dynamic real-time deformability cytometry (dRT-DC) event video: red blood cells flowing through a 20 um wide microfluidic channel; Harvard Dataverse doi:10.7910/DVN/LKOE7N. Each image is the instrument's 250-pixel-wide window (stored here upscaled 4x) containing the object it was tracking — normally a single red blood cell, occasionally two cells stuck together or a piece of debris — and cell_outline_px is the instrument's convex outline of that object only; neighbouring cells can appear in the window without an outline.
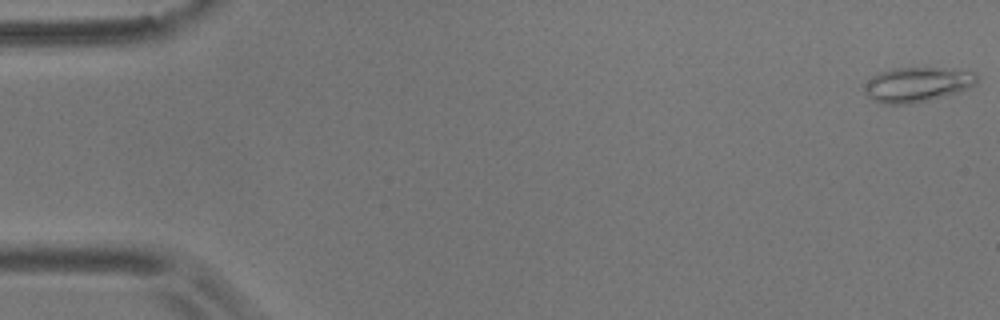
{"species": "common noctule bat (a hibernating species)", "species_latin": "Nyctalus noctula", "temperature_condition": "room temperature", "stored_images_in_passage": 55, "camera_frame_rate_fps": 3000, "um_per_image_px": 0.085, "animal": {"sex": "male", "body_mass_g": 17.9}, "frame": {"image": 1, "passage_image": 1, "time_ms": 0.0, "image_size_px": [1000, 320], "cell_outline_px": [[980, 76], [976, 84], [928, 100], [908, 104], [884, 104], [868, 96], [864, 92], [864, 84], [872, 76], [880, 72], [892, 68], [940, 68], [976, 72]], "centroid_in_image_um": [77.92, 7.16], "position_along_channel_um": 7.1, "area_um2": 22.37}}
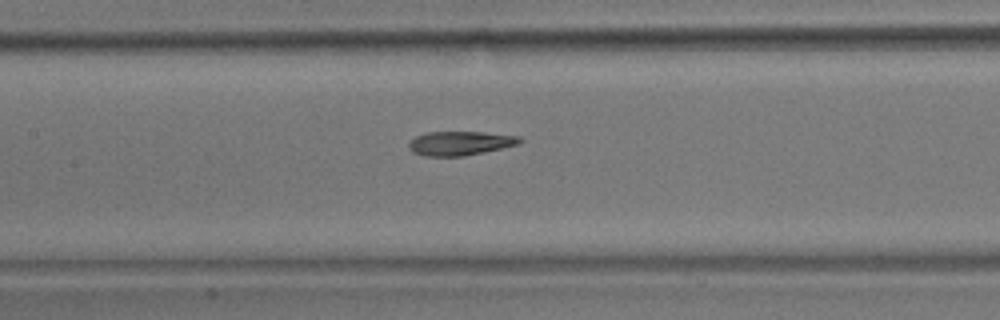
{"frame": {"image": 2, "passage_image": 26, "time_ms": 8.333, "image_size_px": [1000, 320], "cell_outline_px": [[524, 140], [520, 144], [464, 156], [424, 156], [412, 152], [408, 148], [408, 144], [416, 136], [424, 132], [484, 132], [520, 136]], "centroid_in_image_um": [39.12, 12.17], "position_along_channel_um": 168.3, "area_um2": 15.66}}
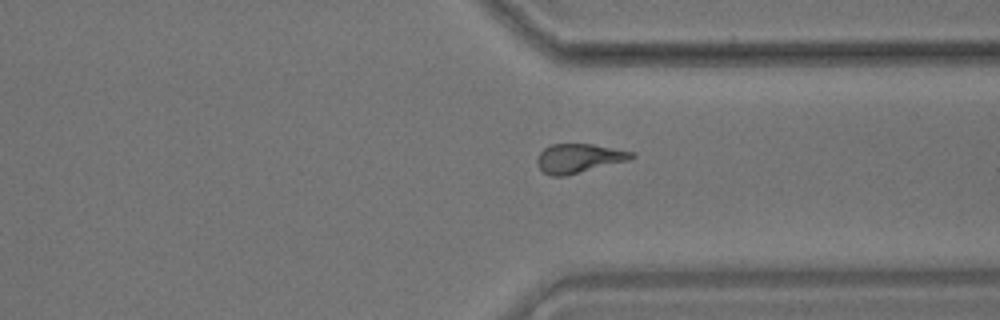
{"frame": {"image": 3, "passage_image": 42, "time_ms": 13.667, "image_size_px": [1000, 320], "cell_outline_px": [[636, 156], [628, 160], [564, 176], [552, 176], [544, 172], [536, 164], [536, 160], [540, 152], [544, 148], [552, 144], [592, 144], [632, 152]], "centroid_in_image_um": [49.16, 13.45], "position_along_channel_um": 362.2, "area_um2": 15.72}, "authors_computed_cell_mechanics": {"area_um2": 16.2996, "velocity_mm_per_s": 3.6466, "shape_relaxation_time_tau1_ms": 8.3196, "shape_relaxation_time_tau2_ms": 3.908, "deformation_change_tau1": 0.241, "deformation_change_tau2": 0.1089}}